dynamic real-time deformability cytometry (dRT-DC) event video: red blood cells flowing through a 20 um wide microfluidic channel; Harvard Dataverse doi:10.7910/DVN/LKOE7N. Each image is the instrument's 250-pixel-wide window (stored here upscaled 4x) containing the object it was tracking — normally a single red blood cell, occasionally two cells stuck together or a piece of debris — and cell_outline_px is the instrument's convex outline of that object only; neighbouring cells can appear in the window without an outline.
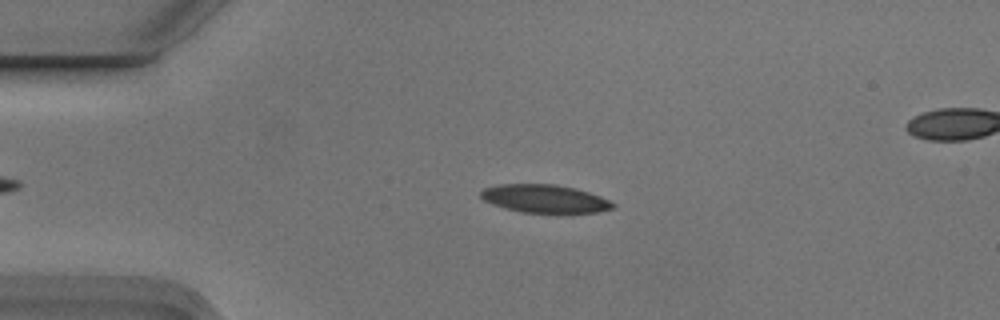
{"species": "Egyptian fruit bat (a non-hibernating species)", "species_latin": "Rousettus aegyptiacus", "temperature_condition": "cold", "stored_images_in_passage": 5, "camera_frame_rate_fps": 3000, "um_per_image_px": 0.085, "animal": {"sex": "male"}, "frame": {"image": 1, "passage_image": 3, "time_ms": 0.667, "image_size_px": [1000, 320], "cell_outline_px": [[616, 208], [600, 212], [564, 216], [556, 216], [520, 212], [504, 208], [492, 204], [484, 200], [480, 196], [480, 192], [484, 188], [500, 184], [556, 184], [576, 188], [600, 196], [616, 204]], "centroid_in_image_um": [46.38, 16.95], "position_along_channel_um": 38.6, "area_um2": 22.89}}
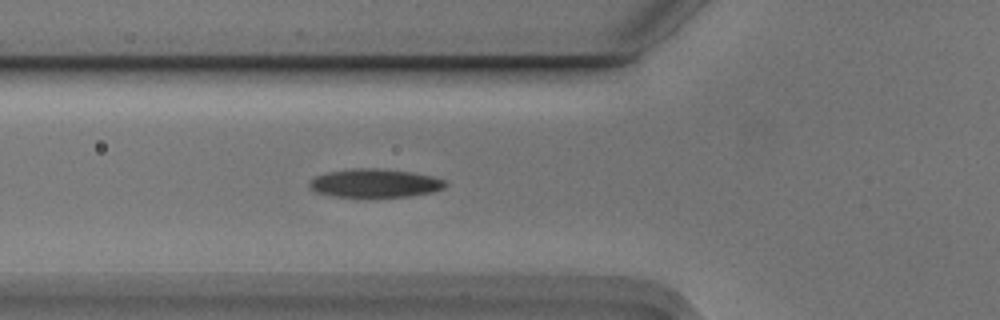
{"frame": {"image": 2, "passage_image": 5, "time_ms": 1.333, "image_size_px": [1000, 320], "cell_outline_px": [[448, 184], [444, 188], [432, 192], [412, 196], [332, 196], [316, 192], [308, 188], [308, 180], [316, 176], [328, 172], [352, 168], [380, 168], [412, 172], [432, 176], [448, 180]], "centroid_in_image_um": [31.87, 15.55], "position_along_channel_um": 93.9, "area_um2": 22.72}}